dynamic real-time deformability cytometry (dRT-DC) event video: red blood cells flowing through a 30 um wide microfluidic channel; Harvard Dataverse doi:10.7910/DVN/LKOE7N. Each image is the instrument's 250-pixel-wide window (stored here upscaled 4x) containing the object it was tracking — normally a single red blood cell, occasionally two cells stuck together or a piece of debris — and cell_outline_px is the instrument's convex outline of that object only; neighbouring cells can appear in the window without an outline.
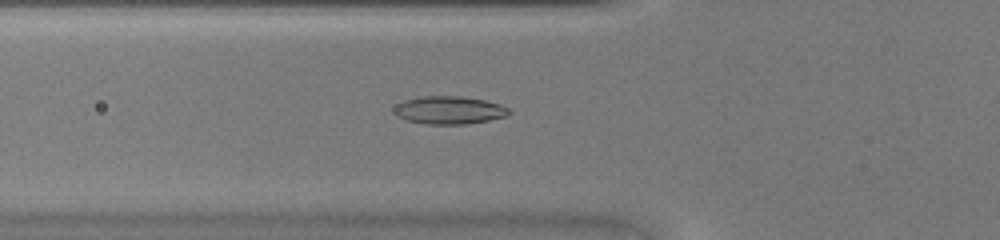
{"species": "common noctule bat (a hibernating species)", "species_latin": "Nyctalus noctula", "temperature_condition": "warm", "stored_images_in_passage": 46, "camera_frame_rate_fps": 3000, "um_per_image_px": 0.085, "animal": {"sex": "female", "body_mass_g": 20.0, "forearm_length_mm": 54.0}, "frame": {"image": 1, "passage_image": 17, "time_ms": 5.333, "image_size_px": [1000, 240], "cell_outline_px": [[512, 112], [504, 116], [488, 120], [464, 124], [424, 124], [408, 120], [396, 116], [392, 108], [396, 104], [404, 100], [424, 96], [460, 96], [484, 100], [500, 104], [508, 108]], "centroid_in_image_um": [38.14, 9.36], "position_along_channel_um": 87.7, "area_um2": 18.61}}
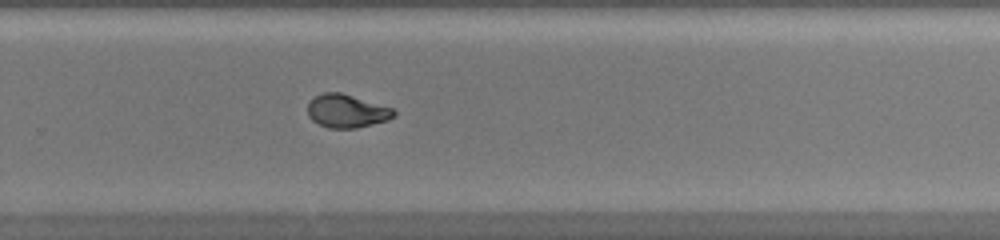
{"frame": {"image": 2, "passage_image": 31, "time_ms": 10.0, "image_size_px": [1000, 240], "cell_outline_px": [[396, 112], [388, 120], [356, 128], [328, 128], [312, 120], [308, 116], [308, 104], [316, 96], [324, 92], [340, 92], [392, 108]], "centroid_in_image_um": [29.45, 9.44], "position_along_channel_um": 300.3, "area_um2": 16.42}}
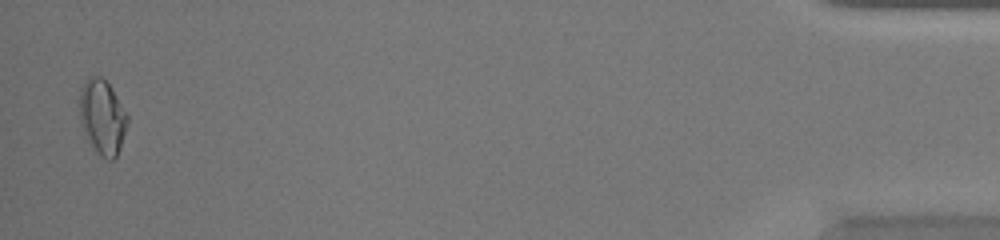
{"frame": {"image": 3, "passage_image": 45, "time_ms": 14.667, "image_size_px": [1000, 240], "cell_outline_px": [[128, 124], [120, 148], [116, 156], [112, 160], [108, 160], [96, 152], [92, 148], [84, 132], [80, 120], [80, 88], [84, 80], [88, 76], [100, 76], [108, 84], [128, 116]], "centroid_in_image_um": [8.68, 9.95], "position_along_channel_um": 426.5, "area_um2": 20.69}}